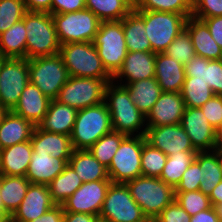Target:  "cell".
Listing matches in <instances>:
<instances>
[{
	"instance_id": "cell-1",
	"label": "cell",
	"mask_w": 222,
	"mask_h": 222,
	"mask_svg": "<svg viewBox=\"0 0 222 222\" xmlns=\"http://www.w3.org/2000/svg\"><path fill=\"white\" fill-rule=\"evenodd\" d=\"M130 195L151 222L175 201V188L158 177L139 176L125 182Z\"/></svg>"
},
{
	"instance_id": "cell-2",
	"label": "cell",
	"mask_w": 222,
	"mask_h": 222,
	"mask_svg": "<svg viewBox=\"0 0 222 222\" xmlns=\"http://www.w3.org/2000/svg\"><path fill=\"white\" fill-rule=\"evenodd\" d=\"M26 28V59L59 54L61 44L52 14L27 11L22 19Z\"/></svg>"
},
{
	"instance_id": "cell-3",
	"label": "cell",
	"mask_w": 222,
	"mask_h": 222,
	"mask_svg": "<svg viewBox=\"0 0 222 222\" xmlns=\"http://www.w3.org/2000/svg\"><path fill=\"white\" fill-rule=\"evenodd\" d=\"M104 99L106 100L114 131L132 136L134 132H138L141 126H144L146 116L139 111L130 99L127 88L121 83L116 86L115 84L113 85V81L108 82Z\"/></svg>"
},
{
	"instance_id": "cell-4",
	"label": "cell",
	"mask_w": 222,
	"mask_h": 222,
	"mask_svg": "<svg viewBox=\"0 0 222 222\" xmlns=\"http://www.w3.org/2000/svg\"><path fill=\"white\" fill-rule=\"evenodd\" d=\"M111 117L106 102L78 110L70 135L74 150L89 149L101 137L111 132Z\"/></svg>"
},
{
	"instance_id": "cell-5",
	"label": "cell",
	"mask_w": 222,
	"mask_h": 222,
	"mask_svg": "<svg viewBox=\"0 0 222 222\" xmlns=\"http://www.w3.org/2000/svg\"><path fill=\"white\" fill-rule=\"evenodd\" d=\"M59 55L69 76L96 79H113L106 71L92 42H76L61 45Z\"/></svg>"
},
{
	"instance_id": "cell-6",
	"label": "cell",
	"mask_w": 222,
	"mask_h": 222,
	"mask_svg": "<svg viewBox=\"0 0 222 222\" xmlns=\"http://www.w3.org/2000/svg\"><path fill=\"white\" fill-rule=\"evenodd\" d=\"M125 34L120 21H101L92 44L97 49L106 71L114 77L127 56Z\"/></svg>"
},
{
	"instance_id": "cell-7",
	"label": "cell",
	"mask_w": 222,
	"mask_h": 222,
	"mask_svg": "<svg viewBox=\"0 0 222 222\" xmlns=\"http://www.w3.org/2000/svg\"><path fill=\"white\" fill-rule=\"evenodd\" d=\"M134 11L145 22V33L155 54L166 51L168 45L185 29L188 19L178 13L148 10Z\"/></svg>"
},
{
	"instance_id": "cell-8",
	"label": "cell",
	"mask_w": 222,
	"mask_h": 222,
	"mask_svg": "<svg viewBox=\"0 0 222 222\" xmlns=\"http://www.w3.org/2000/svg\"><path fill=\"white\" fill-rule=\"evenodd\" d=\"M30 83L50 100H55L69 79L68 70L59 54L28 60Z\"/></svg>"
},
{
	"instance_id": "cell-9",
	"label": "cell",
	"mask_w": 222,
	"mask_h": 222,
	"mask_svg": "<svg viewBox=\"0 0 222 222\" xmlns=\"http://www.w3.org/2000/svg\"><path fill=\"white\" fill-rule=\"evenodd\" d=\"M113 79L70 76L55 100L76 110L99 105L105 101V88Z\"/></svg>"
},
{
	"instance_id": "cell-10",
	"label": "cell",
	"mask_w": 222,
	"mask_h": 222,
	"mask_svg": "<svg viewBox=\"0 0 222 222\" xmlns=\"http://www.w3.org/2000/svg\"><path fill=\"white\" fill-rule=\"evenodd\" d=\"M61 45L76 42H92L98 33L101 20L88 9L52 14Z\"/></svg>"
},
{
	"instance_id": "cell-11",
	"label": "cell",
	"mask_w": 222,
	"mask_h": 222,
	"mask_svg": "<svg viewBox=\"0 0 222 222\" xmlns=\"http://www.w3.org/2000/svg\"><path fill=\"white\" fill-rule=\"evenodd\" d=\"M146 129L135 137L127 135L122 140L107 168L112 183H125L142 175L141 153Z\"/></svg>"
},
{
	"instance_id": "cell-12",
	"label": "cell",
	"mask_w": 222,
	"mask_h": 222,
	"mask_svg": "<svg viewBox=\"0 0 222 222\" xmlns=\"http://www.w3.org/2000/svg\"><path fill=\"white\" fill-rule=\"evenodd\" d=\"M104 222H151L134 201L125 183H111L99 214Z\"/></svg>"
},
{
	"instance_id": "cell-13",
	"label": "cell",
	"mask_w": 222,
	"mask_h": 222,
	"mask_svg": "<svg viewBox=\"0 0 222 222\" xmlns=\"http://www.w3.org/2000/svg\"><path fill=\"white\" fill-rule=\"evenodd\" d=\"M29 82L28 59L6 58L0 68V105L11 111Z\"/></svg>"
},
{
	"instance_id": "cell-14",
	"label": "cell",
	"mask_w": 222,
	"mask_h": 222,
	"mask_svg": "<svg viewBox=\"0 0 222 222\" xmlns=\"http://www.w3.org/2000/svg\"><path fill=\"white\" fill-rule=\"evenodd\" d=\"M111 180L84 182L63 204L65 212L99 216Z\"/></svg>"
},
{
	"instance_id": "cell-15",
	"label": "cell",
	"mask_w": 222,
	"mask_h": 222,
	"mask_svg": "<svg viewBox=\"0 0 222 222\" xmlns=\"http://www.w3.org/2000/svg\"><path fill=\"white\" fill-rule=\"evenodd\" d=\"M146 128V142L167 156L175 155L179 151H196L181 124Z\"/></svg>"
},
{
	"instance_id": "cell-16",
	"label": "cell",
	"mask_w": 222,
	"mask_h": 222,
	"mask_svg": "<svg viewBox=\"0 0 222 222\" xmlns=\"http://www.w3.org/2000/svg\"><path fill=\"white\" fill-rule=\"evenodd\" d=\"M180 124L197 152L215 150L216 129L210 125L201 108L186 107Z\"/></svg>"
},
{
	"instance_id": "cell-17",
	"label": "cell",
	"mask_w": 222,
	"mask_h": 222,
	"mask_svg": "<svg viewBox=\"0 0 222 222\" xmlns=\"http://www.w3.org/2000/svg\"><path fill=\"white\" fill-rule=\"evenodd\" d=\"M55 205L48 185L30 184L23 201L10 220L12 222H30L41 217Z\"/></svg>"
},
{
	"instance_id": "cell-18",
	"label": "cell",
	"mask_w": 222,
	"mask_h": 222,
	"mask_svg": "<svg viewBox=\"0 0 222 222\" xmlns=\"http://www.w3.org/2000/svg\"><path fill=\"white\" fill-rule=\"evenodd\" d=\"M185 102L180 93L162 92L148 115L146 127L180 124L185 112Z\"/></svg>"
},
{
	"instance_id": "cell-19",
	"label": "cell",
	"mask_w": 222,
	"mask_h": 222,
	"mask_svg": "<svg viewBox=\"0 0 222 222\" xmlns=\"http://www.w3.org/2000/svg\"><path fill=\"white\" fill-rule=\"evenodd\" d=\"M50 101L35 85L29 82L11 111L38 126L48 111Z\"/></svg>"
},
{
	"instance_id": "cell-20",
	"label": "cell",
	"mask_w": 222,
	"mask_h": 222,
	"mask_svg": "<svg viewBox=\"0 0 222 222\" xmlns=\"http://www.w3.org/2000/svg\"><path fill=\"white\" fill-rule=\"evenodd\" d=\"M186 78L184 65L165 53H157L155 79L162 92L180 93Z\"/></svg>"
},
{
	"instance_id": "cell-21",
	"label": "cell",
	"mask_w": 222,
	"mask_h": 222,
	"mask_svg": "<svg viewBox=\"0 0 222 222\" xmlns=\"http://www.w3.org/2000/svg\"><path fill=\"white\" fill-rule=\"evenodd\" d=\"M186 77L207 83L215 95L222 96V59L208 60L196 55L184 65Z\"/></svg>"
},
{
	"instance_id": "cell-22",
	"label": "cell",
	"mask_w": 222,
	"mask_h": 222,
	"mask_svg": "<svg viewBox=\"0 0 222 222\" xmlns=\"http://www.w3.org/2000/svg\"><path fill=\"white\" fill-rule=\"evenodd\" d=\"M33 152L47 153L52 157L62 160H69L73 152L71 138L68 135L60 133H51L35 127L30 139Z\"/></svg>"
},
{
	"instance_id": "cell-23",
	"label": "cell",
	"mask_w": 222,
	"mask_h": 222,
	"mask_svg": "<svg viewBox=\"0 0 222 222\" xmlns=\"http://www.w3.org/2000/svg\"><path fill=\"white\" fill-rule=\"evenodd\" d=\"M155 59L156 54L154 52H128L124 59L123 66L113 77L116 78L126 77L130 84L135 81L153 78L155 77Z\"/></svg>"
},
{
	"instance_id": "cell-24",
	"label": "cell",
	"mask_w": 222,
	"mask_h": 222,
	"mask_svg": "<svg viewBox=\"0 0 222 222\" xmlns=\"http://www.w3.org/2000/svg\"><path fill=\"white\" fill-rule=\"evenodd\" d=\"M69 160H62L45 153H32L25 177L31 184L48 185L63 172Z\"/></svg>"
},
{
	"instance_id": "cell-25",
	"label": "cell",
	"mask_w": 222,
	"mask_h": 222,
	"mask_svg": "<svg viewBox=\"0 0 222 222\" xmlns=\"http://www.w3.org/2000/svg\"><path fill=\"white\" fill-rule=\"evenodd\" d=\"M185 30L189 33L196 55L208 60L222 59V49L210 34L207 25L200 19L188 17Z\"/></svg>"
},
{
	"instance_id": "cell-26",
	"label": "cell",
	"mask_w": 222,
	"mask_h": 222,
	"mask_svg": "<svg viewBox=\"0 0 222 222\" xmlns=\"http://www.w3.org/2000/svg\"><path fill=\"white\" fill-rule=\"evenodd\" d=\"M32 153L33 148L30 141L0 149V174L25 176Z\"/></svg>"
},
{
	"instance_id": "cell-27",
	"label": "cell",
	"mask_w": 222,
	"mask_h": 222,
	"mask_svg": "<svg viewBox=\"0 0 222 222\" xmlns=\"http://www.w3.org/2000/svg\"><path fill=\"white\" fill-rule=\"evenodd\" d=\"M35 127L32 122L7 111L0 123V149L30 141Z\"/></svg>"
},
{
	"instance_id": "cell-28",
	"label": "cell",
	"mask_w": 222,
	"mask_h": 222,
	"mask_svg": "<svg viewBox=\"0 0 222 222\" xmlns=\"http://www.w3.org/2000/svg\"><path fill=\"white\" fill-rule=\"evenodd\" d=\"M78 110L59 103L57 100H51L48 111L38 127L51 133H60L70 136L76 120Z\"/></svg>"
},
{
	"instance_id": "cell-29",
	"label": "cell",
	"mask_w": 222,
	"mask_h": 222,
	"mask_svg": "<svg viewBox=\"0 0 222 222\" xmlns=\"http://www.w3.org/2000/svg\"><path fill=\"white\" fill-rule=\"evenodd\" d=\"M68 164L72 166L83 183L110 180L107 167L102 165L88 149L73 150Z\"/></svg>"
},
{
	"instance_id": "cell-30",
	"label": "cell",
	"mask_w": 222,
	"mask_h": 222,
	"mask_svg": "<svg viewBox=\"0 0 222 222\" xmlns=\"http://www.w3.org/2000/svg\"><path fill=\"white\" fill-rule=\"evenodd\" d=\"M30 181L25 176H6L0 174V193L3 211L11 217L23 201Z\"/></svg>"
},
{
	"instance_id": "cell-31",
	"label": "cell",
	"mask_w": 222,
	"mask_h": 222,
	"mask_svg": "<svg viewBox=\"0 0 222 222\" xmlns=\"http://www.w3.org/2000/svg\"><path fill=\"white\" fill-rule=\"evenodd\" d=\"M197 152L195 160L200 165L202 182L199 190L206 195H210L213 189L222 181V158L221 152L214 150Z\"/></svg>"
},
{
	"instance_id": "cell-32",
	"label": "cell",
	"mask_w": 222,
	"mask_h": 222,
	"mask_svg": "<svg viewBox=\"0 0 222 222\" xmlns=\"http://www.w3.org/2000/svg\"><path fill=\"white\" fill-rule=\"evenodd\" d=\"M129 92L130 99L139 111L147 116L154 104L162 94V89L155 77L143 79L124 85Z\"/></svg>"
},
{
	"instance_id": "cell-33",
	"label": "cell",
	"mask_w": 222,
	"mask_h": 222,
	"mask_svg": "<svg viewBox=\"0 0 222 222\" xmlns=\"http://www.w3.org/2000/svg\"><path fill=\"white\" fill-rule=\"evenodd\" d=\"M122 26L128 52H153L145 33V22L134 10L122 19Z\"/></svg>"
},
{
	"instance_id": "cell-34",
	"label": "cell",
	"mask_w": 222,
	"mask_h": 222,
	"mask_svg": "<svg viewBox=\"0 0 222 222\" xmlns=\"http://www.w3.org/2000/svg\"><path fill=\"white\" fill-rule=\"evenodd\" d=\"M85 5L101 21H120L134 9V0H85Z\"/></svg>"
},
{
	"instance_id": "cell-35",
	"label": "cell",
	"mask_w": 222,
	"mask_h": 222,
	"mask_svg": "<svg viewBox=\"0 0 222 222\" xmlns=\"http://www.w3.org/2000/svg\"><path fill=\"white\" fill-rule=\"evenodd\" d=\"M82 184L83 181L75 170L67 164L63 172L56 176L48 187L53 202L56 205H62Z\"/></svg>"
},
{
	"instance_id": "cell-36",
	"label": "cell",
	"mask_w": 222,
	"mask_h": 222,
	"mask_svg": "<svg viewBox=\"0 0 222 222\" xmlns=\"http://www.w3.org/2000/svg\"><path fill=\"white\" fill-rule=\"evenodd\" d=\"M26 28L21 20L0 35V53L5 58H26Z\"/></svg>"
},
{
	"instance_id": "cell-37",
	"label": "cell",
	"mask_w": 222,
	"mask_h": 222,
	"mask_svg": "<svg viewBox=\"0 0 222 222\" xmlns=\"http://www.w3.org/2000/svg\"><path fill=\"white\" fill-rule=\"evenodd\" d=\"M196 154L197 151H179L175 155L168 156L159 178L167 185L176 188L182 179L183 173L194 161Z\"/></svg>"
},
{
	"instance_id": "cell-38",
	"label": "cell",
	"mask_w": 222,
	"mask_h": 222,
	"mask_svg": "<svg viewBox=\"0 0 222 222\" xmlns=\"http://www.w3.org/2000/svg\"><path fill=\"white\" fill-rule=\"evenodd\" d=\"M126 136V134L112 130L95 142L88 150L102 165L108 168Z\"/></svg>"
},
{
	"instance_id": "cell-39",
	"label": "cell",
	"mask_w": 222,
	"mask_h": 222,
	"mask_svg": "<svg viewBox=\"0 0 222 222\" xmlns=\"http://www.w3.org/2000/svg\"><path fill=\"white\" fill-rule=\"evenodd\" d=\"M133 10L162 11L192 16V0H134Z\"/></svg>"
},
{
	"instance_id": "cell-40",
	"label": "cell",
	"mask_w": 222,
	"mask_h": 222,
	"mask_svg": "<svg viewBox=\"0 0 222 222\" xmlns=\"http://www.w3.org/2000/svg\"><path fill=\"white\" fill-rule=\"evenodd\" d=\"M180 94L186 107L200 108L214 93L207 83L192 81V77H186Z\"/></svg>"
},
{
	"instance_id": "cell-41",
	"label": "cell",
	"mask_w": 222,
	"mask_h": 222,
	"mask_svg": "<svg viewBox=\"0 0 222 222\" xmlns=\"http://www.w3.org/2000/svg\"><path fill=\"white\" fill-rule=\"evenodd\" d=\"M168 156L161 150L148 144L144 137L141 153V170L143 176L160 177Z\"/></svg>"
},
{
	"instance_id": "cell-42",
	"label": "cell",
	"mask_w": 222,
	"mask_h": 222,
	"mask_svg": "<svg viewBox=\"0 0 222 222\" xmlns=\"http://www.w3.org/2000/svg\"><path fill=\"white\" fill-rule=\"evenodd\" d=\"M26 12L23 0H0V35L21 21Z\"/></svg>"
},
{
	"instance_id": "cell-43",
	"label": "cell",
	"mask_w": 222,
	"mask_h": 222,
	"mask_svg": "<svg viewBox=\"0 0 222 222\" xmlns=\"http://www.w3.org/2000/svg\"><path fill=\"white\" fill-rule=\"evenodd\" d=\"M164 53L183 65L196 56L191 37L185 29L168 45Z\"/></svg>"
},
{
	"instance_id": "cell-44",
	"label": "cell",
	"mask_w": 222,
	"mask_h": 222,
	"mask_svg": "<svg viewBox=\"0 0 222 222\" xmlns=\"http://www.w3.org/2000/svg\"><path fill=\"white\" fill-rule=\"evenodd\" d=\"M175 201L190 216L196 215L200 211L209 209L212 205L209 195L203 194L200 190L190 192H175Z\"/></svg>"
},
{
	"instance_id": "cell-45",
	"label": "cell",
	"mask_w": 222,
	"mask_h": 222,
	"mask_svg": "<svg viewBox=\"0 0 222 222\" xmlns=\"http://www.w3.org/2000/svg\"><path fill=\"white\" fill-rule=\"evenodd\" d=\"M202 182L199 163L194 159L190 166L182 175L180 183L175 188V192H190L199 190Z\"/></svg>"
},
{
	"instance_id": "cell-46",
	"label": "cell",
	"mask_w": 222,
	"mask_h": 222,
	"mask_svg": "<svg viewBox=\"0 0 222 222\" xmlns=\"http://www.w3.org/2000/svg\"><path fill=\"white\" fill-rule=\"evenodd\" d=\"M222 16V0H192V17L211 18Z\"/></svg>"
},
{
	"instance_id": "cell-47",
	"label": "cell",
	"mask_w": 222,
	"mask_h": 222,
	"mask_svg": "<svg viewBox=\"0 0 222 222\" xmlns=\"http://www.w3.org/2000/svg\"><path fill=\"white\" fill-rule=\"evenodd\" d=\"M200 108L210 125L217 130L222 124V96L214 94Z\"/></svg>"
},
{
	"instance_id": "cell-48",
	"label": "cell",
	"mask_w": 222,
	"mask_h": 222,
	"mask_svg": "<svg viewBox=\"0 0 222 222\" xmlns=\"http://www.w3.org/2000/svg\"><path fill=\"white\" fill-rule=\"evenodd\" d=\"M191 216L176 202L170 203L153 222H190Z\"/></svg>"
},
{
	"instance_id": "cell-49",
	"label": "cell",
	"mask_w": 222,
	"mask_h": 222,
	"mask_svg": "<svg viewBox=\"0 0 222 222\" xmlns=\"http://www.w3.org/2000/svg\"><path fill=\"white\" fill-rule=\"evenodd\" d=\"M86 9L85 0H52L51 14L76 12Z\"/></svg>"
},
{
	"instance_id": "cell-50",
	"label": "cell",
	"mask_w": 222,
	"mask_h": 222,
	"mask_svg": "<svg viewBox=\"0 0 222 222\" xmlns=\"http://www.w3.org/2000/svg\"><path fill=\"white\" fill-rule=\"evenodd\" d=\"M197 19L202 20L207 25L212 38L222 49V16Z\"/></svg>"
},
{
	"instance_id": "cell-51",
	"label": "cell",
	"mask_w": 222,
	"mask_h": 222,
	"mask_svg": "<svg viewBox=\"0 0 222 222\" xmlns=\"http://www.w3.org/2000/svg\"><path fill=\"white\" fill-rule=\"evenodd\" d=\"M64 212L65 211L62 205H55L41 217H38L30 222H63Z\"/></svg>"
},
{
	"instance_id": "cell-52",
	"label": "cell",
	"mask_w": 222,
	"mask_h": 222,
	"mask_svg": "<svg viewBox=\"0 0 222 222\" xmlns=\"http://www.w3.org/2000/svg\"><path fill=\"white\" fill-rule=\"evenodd\" d=\"M27 11L51 14L52 0H23Z\"/></svg>"
},
{
	"instance_id": "cell-53",
	"label": "cell",
	"mask_w": 222,
	"mask_h": 222,
	"mask_svg": "<svg viewBox=\"0 0 222 222\" xmlns=\"http://www.w3.org/2000/svg\"><path fill=\"white\" fill-rule=\"evenodd\" d=\"M99 216L87 213L64 212L63 222H98Z\"/></svg>"
},
{
	"instance_id": "cell-54",
	"label": "cell",
	"mask_w": 222,
	"mask_h": 222,
	"mask_svg": "<svg viewBox=\"0 0 222 222\" xmlns=\"http://www.w3.org/2000/svg\"><path fill=\"white\" fill-rule=\"evenodd\" d=\"M190 222H219V218L215 207L211 206L209 209L191 216Z\"/></svg>"
},
{
	"instance_id": "cell-55",
	"label": "cell",
	"mask_w": 222,
	"mask_h": 222,
	"mask_svg": "<svg viewBox=\"0 0 222 222\" xmlns=\"http://www.w3.org/2000/svg\"><path fill=\"white\" fill-rule=\"evenodd\" d=\"M209 200L213 207L222 204V181L213 189L209 195Z\"/></svg>"
},
{
	"instance_id": "cell-56",
	"label": "cell",
	"mask_w": 222,
	"mask_h": 222,
	"mask_svg": "<svg viewBox=\"0 0 222 222\" xmlns=\"http://www.w3.org/2000/svg\"><path fill=\"white\" fill-rule=\"evenodd\" d=\"M215 150L222 152V124L220 127L216 130V144H215Z\"/></svg>"
},
{
	"instance_id": "cell-57",
	"label": "cell",
	"mask_w": 222,
	"mask_h": 222,
	"mask_svg": "<svg viewBox=\"0 0 222 222\" xmlns=\"http://www.w3.org/2000/svg\"><path fill=\"white\" fill-rule=\"evenodd\" d=\"M10 217L3 211L0 210V222H8Z\"/></svg>"
},
{
	"instance_id": "cell-58",
	"label": "cell",
	"mask_w": 222,
	"mask_h": 222,
	"mask_svg": "<svg viewBox=\"0 0 222 222\" xmlns=\"http://www.w3.org/2000/svg\"><path fill=\"white\" fill-rule=\"evenodd\" d=\"M219 221L222 222V204L215 206Z\"/></svg>"
},
{
	"instance_id": "cell-59",
	"label": "cell",
	"mask_w": 222,
	"mask_h": 222,
	"mask_svg": "<svg viewBox=\"0 0 222 222\" xmlns=\"http://www.w3.org/2000/svg\"><path fill=\"white\" fill-rule=\"evenodd\" d=\"M6 112H7V110L2 105H0V123H1V120Z\"/></svg>"
},
{
	"instance_id": "cell-60",
	"label": "cell",
	"mask_w": 222,
	"mask_h": 222,
	"mask_svg": "<svg viewBox=\"0 0 222 222\" xmlns=\"http://www.w3.org/2000/svg\"><path fill=\"white\" fill-rule=\"evenodd\" d=\"M6 58L0 53V68L2 66V63L3 61L5 60Z\"/></svg>"
},
{
	"instance_id": "cell-61",
	"label": "cell",
	"mask_w": 222,
	"mask_h": 222,
	"mask_svg": "<svg viewBox=\"0 0 222 222\" xmlns=\"http://www.w3.org/2000/svg\"><path fill=\"white\" fill-rule=\"evenodd\" d=\"M0 210H3V203H2L1 193H0Z\"/></svg>"
}]
</instances>
